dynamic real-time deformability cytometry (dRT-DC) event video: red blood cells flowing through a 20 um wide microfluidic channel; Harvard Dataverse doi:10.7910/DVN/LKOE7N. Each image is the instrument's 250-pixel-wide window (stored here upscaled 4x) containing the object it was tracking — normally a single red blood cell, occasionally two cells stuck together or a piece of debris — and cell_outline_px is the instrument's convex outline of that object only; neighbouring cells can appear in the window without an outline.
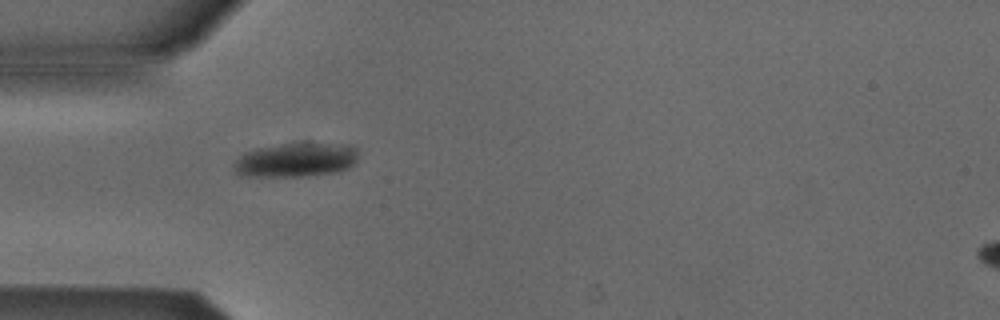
{"species": "Egyptian fruit bat (a non-hibernating species)", "species_latin": "Rousettus aegyptiacus", "temperature_condition": "cold", "stored_images_in_passage": 6, "camera_frame_rate_fps": 3000, "um_per_image_px": 0.085, "animal": {"sex": "male"}, "frame": {"image": 1, "passage_image": 1, "time_ms": 0.0, "image_size_px": [1000, 320], "cell_outline_px": [[356, 160], [348, 168], [340, 172], [316, 176], [240, 176], [236, 172], [232, 164], [244, 152], [256, 148], [280, 144], [348, 144], [356, 148]], "centroid_in_image_um": [25.13, 13.61], "position_along_channel_um": 59.9, "area_um2": 24.8}}
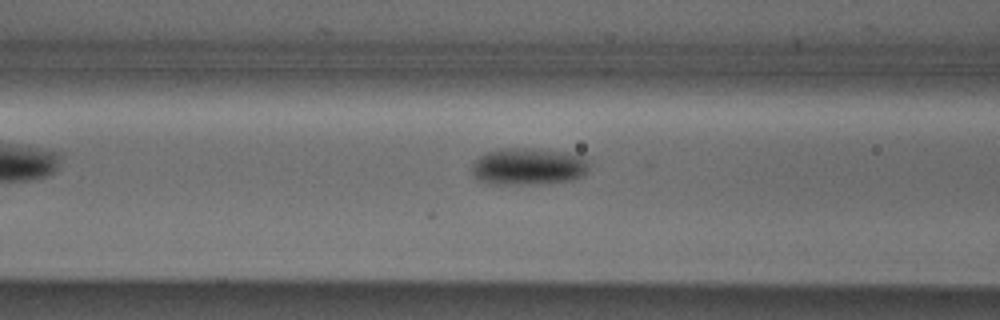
{"frame": {"image": 2, "passage_image": 6, "time_ms": 1.667, "image_size_px": [1000, 320], "cell_outline_px": [[588, 172], [584, 176], [572, 180], [532, 184], [496, 184], [476, 180], [472, 176], [472, 164], [480, 156], [488, 152], [500, 148], [532, 148], [564, 152], [584, 156], [588, 160]], "centroid_in_image_um": [44.92, 14.15], "position_along_channel_um": 121.7, "area_um2": 25.49}}